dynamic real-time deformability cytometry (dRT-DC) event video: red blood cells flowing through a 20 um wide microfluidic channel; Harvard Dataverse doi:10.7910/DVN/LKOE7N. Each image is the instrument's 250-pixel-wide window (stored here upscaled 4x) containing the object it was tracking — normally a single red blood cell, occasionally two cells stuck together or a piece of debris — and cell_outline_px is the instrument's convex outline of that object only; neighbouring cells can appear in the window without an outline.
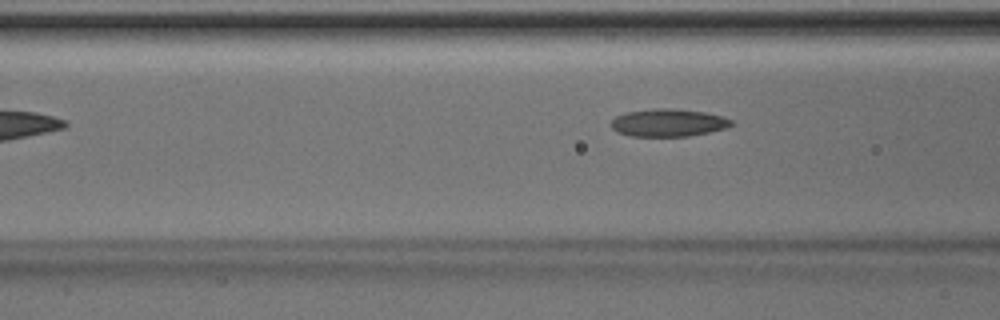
{"species": "Egyptian fruit bat (a non-hibernating species)", "species_latin": "Rousettus aegyptiacus", "temperature_condition": "room temperature", "stored_images_in_passage": 5, "camera_frame_rate_fps": 3000, "um_per_image_px": 0.085, "animal": {"sex": "male"}, "frame": {"image": 1, "passage_image": 5, "time_ms": 1.333, "image_size_px": [1000, 320], "cell_outline_px": [[732, 124], [728, 128], [688, 136], [632, 136], [616, 132], [608, 124], [616, 116], [624, 112], [656, 108], [668, 108], [704, 112], [720, 116], [732, 120]], "centroid_in_image_um": [56.75, 10.43], "position_along_channel_um": 109.9, "area_um2": 19.36}}